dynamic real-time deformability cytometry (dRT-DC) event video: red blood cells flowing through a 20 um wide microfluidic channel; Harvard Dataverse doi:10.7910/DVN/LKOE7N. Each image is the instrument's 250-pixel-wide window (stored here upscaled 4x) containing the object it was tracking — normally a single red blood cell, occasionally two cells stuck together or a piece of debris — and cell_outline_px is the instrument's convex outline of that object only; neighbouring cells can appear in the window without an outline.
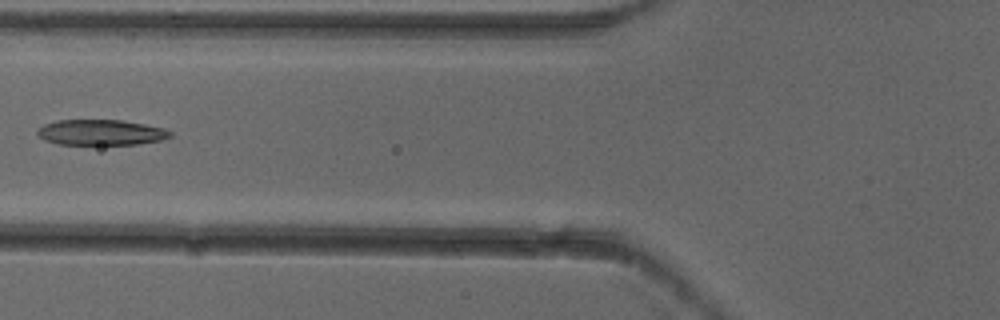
{"species": "common noctule bat (a hibernating species)", "species_latin": "Nyctalus noctula", "temperature_condition": "cold", "stored_images_in_passage": 7, "camera_frame_rate_fps": 3000, "um_per_image_px": 0.085, "animal": {"sex": "female"}, "frame": {"image": 1, "passage_image": 6, "time_ms": 1.667, "image_size_px": [1000, 320], "cell_outline_px": [[172, 136], [160, 140], [136, 144], [56, 144], [44, 140], [36, 132], [36, 128], [44, 124], [56, 120], [120, 120], [144, 124], [164, 128], [172, 132]], "centroid_in_image_um": [8.54, 11.25], "position_along_channel_um": 117.3, "area_um2": 19.77}}
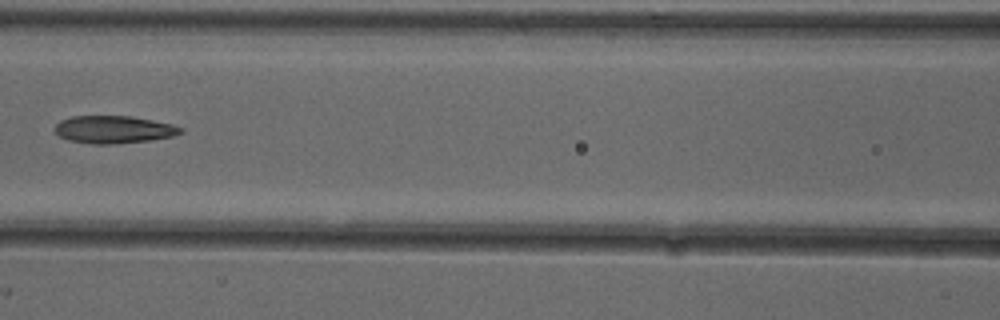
{"frame": {"image": 2, "passage_image": 7, "time_ms": 2.0, "image_size_px": [1000, 320], "cell_outline_px": [[184, 132], [172, 136], [152, 140], [112, 144], [92, 144], [68, 140], [60, 136], [52, 128], [60, 120], [72, 116], [132, 116], [172, 124], [184, 128]], "centroid_in_image_um": [9.66, 11.01], "position_along_channel_um": 156.9, "area_um2": 20.35}}